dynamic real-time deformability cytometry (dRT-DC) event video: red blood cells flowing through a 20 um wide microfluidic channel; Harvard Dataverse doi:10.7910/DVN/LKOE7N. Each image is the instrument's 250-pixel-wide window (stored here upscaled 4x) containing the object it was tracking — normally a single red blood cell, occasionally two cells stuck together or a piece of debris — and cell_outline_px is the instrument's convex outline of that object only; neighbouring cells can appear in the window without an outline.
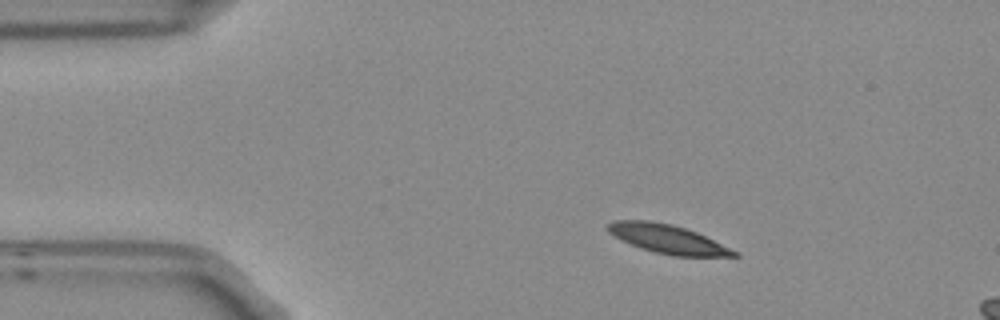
{"species": "Egyptian fruit bat (a non-hibernating species)", "species_latin": "Rousettus aegyptiacus", "temperature_condition": "room temperature", "stored_images_in_passage": 4, "camera_frame_rate_fps": 3000, "um_per_image_px": 0.085, "frame": {"image": 1, "passage_image": 1, "time_ms": 0.0, "image_size_px": [1000, 320], "cell_outline_px": [[740, 256], [672, 256], [640, 248], [620, 240], [608, 232], [604, 228], [612, 220], [648, 220], [672, 224], [696, 232], [740, 252]], "centroid_in_image_um": [56.72, 20.31], "position_along_channel_um": 28.3, "area_um2": 21.27}}